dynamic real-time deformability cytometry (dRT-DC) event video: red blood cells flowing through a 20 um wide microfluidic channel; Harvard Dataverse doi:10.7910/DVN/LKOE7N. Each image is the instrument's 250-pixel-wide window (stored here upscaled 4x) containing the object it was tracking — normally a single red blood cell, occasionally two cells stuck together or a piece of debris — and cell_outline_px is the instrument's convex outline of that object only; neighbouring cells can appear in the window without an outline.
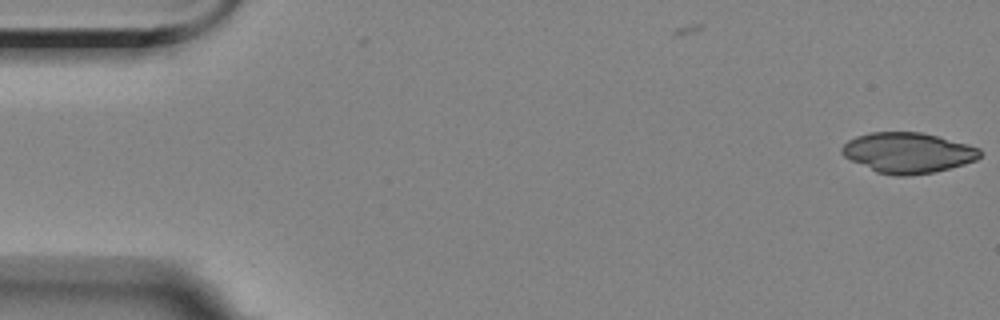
{"species": "Egyptian fruit bat (a non-hibernating species)", "species_latin": "Rousettus aegyptiacus", "temperature_condition": "room temperature", "stored_images_in_passage": 5, "camera_frame_rate_fps": 3000, "um_per_image_px": 0.085, "animal": {"sex": "female"}, "frame": {"image": 1, "passage_image": 1, "time_ms": 0.0, "image_size_px": [1000, 320], "cell_outline_px": [[980, 156], [976, 160], [964, 164], [936, 172], [908, 176], [896, 176], [876, 172], [844, 156], [840, 152], [840, 148], [848, 140], [856, 136], [872, 132], [920, 132], [968, 144], [980, 148]], "centroid_in_image_um": [77.16, 12.99], "position_along_channel_um": 7.8, "area_um2": 32.48}}